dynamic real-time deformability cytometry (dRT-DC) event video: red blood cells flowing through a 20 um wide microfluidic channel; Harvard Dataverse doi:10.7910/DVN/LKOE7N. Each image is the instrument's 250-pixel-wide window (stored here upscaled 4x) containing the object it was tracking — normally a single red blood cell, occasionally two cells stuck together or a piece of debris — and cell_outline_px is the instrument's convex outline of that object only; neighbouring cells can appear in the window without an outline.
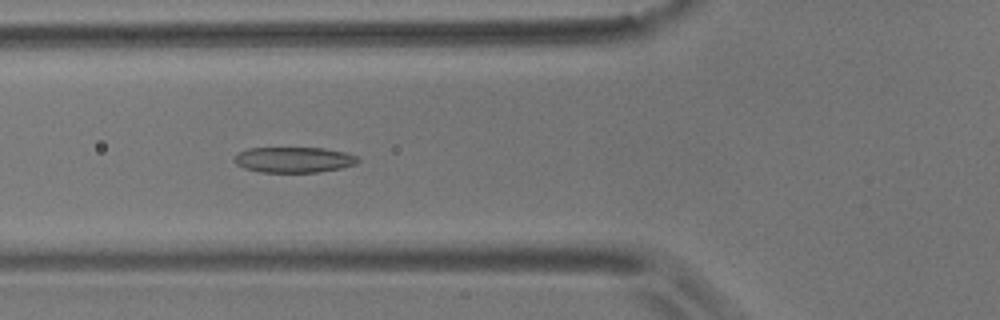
{"species": "common noctule bat (a hibernating species)", "species_latin": "Nyctalus noctula", "temperature_condition": "room temperature", "stored_images_in_passage": 54, "camera_frame_rate_fps": 3000, "um_per_image_px": 0.085, "animal": {"sex": "male", "body_mass_g": 17.9}, "frame": {"image": 1, "passage_image": 18, "time_ms": 5.667, "image_size_px": [1000, 320], "cell_outline_px": [[360, 160], [356, 164], [340, 168], [320, 172], [260, 172], [244, 168], [236, 164], [232, 160], [236, 152], [248, 148], [324, 148], [344, 152], [356, 156]], "centroid_in_image_um": [24.92, 13.57], "position_along_channel_um": 100.9, "area_um2": 18.55}}
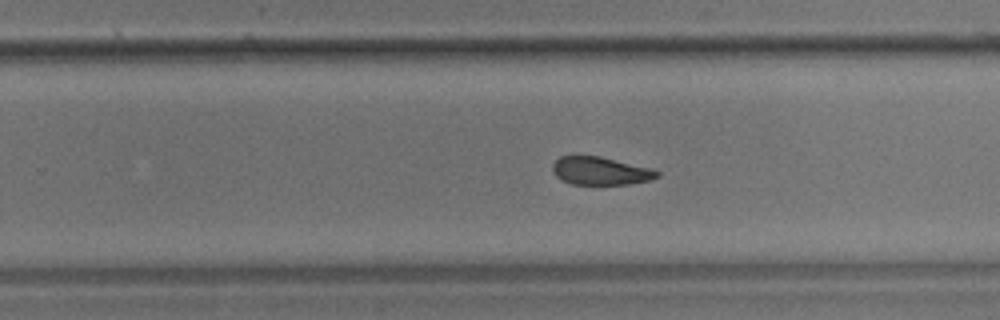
{"frame": {"image": 2, "passage_image": 33, "time_ms": 10.667, "image_size_px": [1000, 320], "cell_outline_px": [[660, 176], [648, 180], [628, 184], [572, 184], [560, 180], [552, 172], [552, 164], [560, 156], [600, 156], [648, 168], [660, 172]], "centroid_in_image_um": [50.98, 14.53], "position_along_channel_um": 278.8, "area_um2": 16.88}}
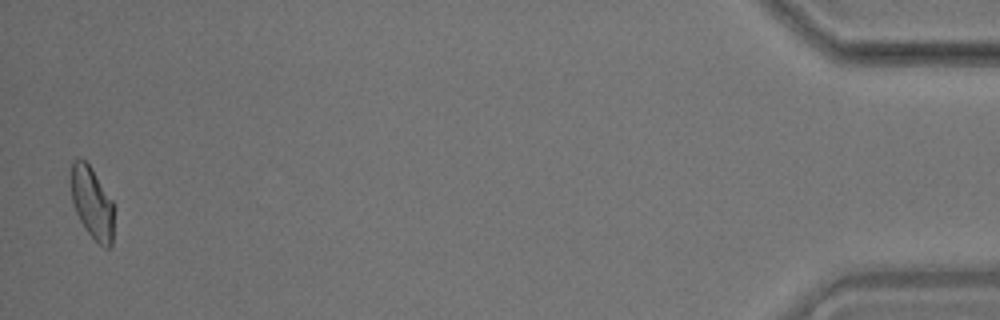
{"frame": {"image": 3, "passage_image": 53, "time_ms": 17.333, "image_size_px": [1000, 320], "cell_outline_px": [[112, 244], [108, 248], [104, 248], [88, 232], [80, 220], [76, 212], [72, 200], [72, 160], [84, 160], [92, 168], [112, 200]], "centroid_in_image_um": [7.83, 17.25], "position_along_channel_um": 427.4, "area_um2": 17.34}, "authors_computed_cell_mechanics": {"area_um2": 18.5538, "velocity_mm_per_s": 3.5586, "shape_relaxation_time_tau1_ms": 8.8738, "shape_relaxation_time_tau2_ms": 3.7386, "deformation_change_tau1": 0.1707, "deformation_change_tau2": 0.1043}}